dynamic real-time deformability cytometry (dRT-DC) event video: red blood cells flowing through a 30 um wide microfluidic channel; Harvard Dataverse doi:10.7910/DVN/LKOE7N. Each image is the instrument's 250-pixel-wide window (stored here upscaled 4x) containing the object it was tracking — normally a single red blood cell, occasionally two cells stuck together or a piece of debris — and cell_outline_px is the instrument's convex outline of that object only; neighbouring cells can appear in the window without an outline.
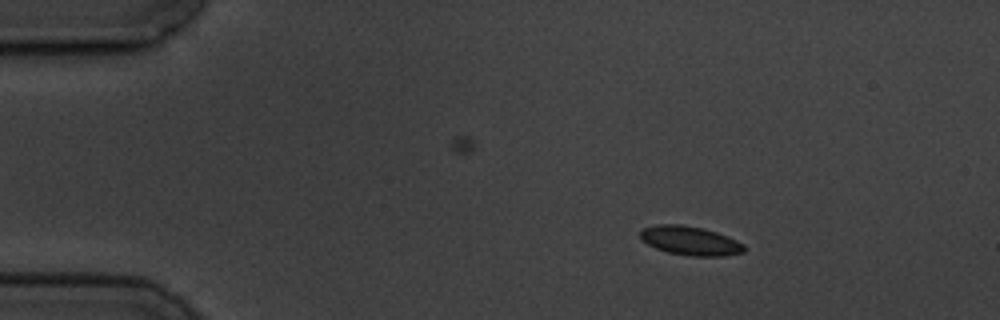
{"species": "common noctule bat (a hibernating species)", "species_latin": "Nyctalus noctula", "temperature_condition": "cold", "stored_images_in_passage": 12, "camera_frame_rate_fps": 3000, "um_per_image_px": 0.085, "animal": {"sex": "male", "body_mass_g": 19.5, "forearm_length_mm": 54.6}, "frame": {"image": 1, "passage_image": 2, "time_ms": 1.0, "image_size_px": [1000, 320], "cell_outline_px": [[748, 248], [744, 252], [724, 256], [688, 256], [668, 252], [656, 248], [648, 244], [640, 236], [640, 232], [644, 228], [656, 224], [680, 224], [700, 228], [716, 232], [728, 236], [744, 244]], "centroid_in_image_um": [58.71, 20.47], "position_along_channel_um": 26.3, "area_um2": 17.51}}
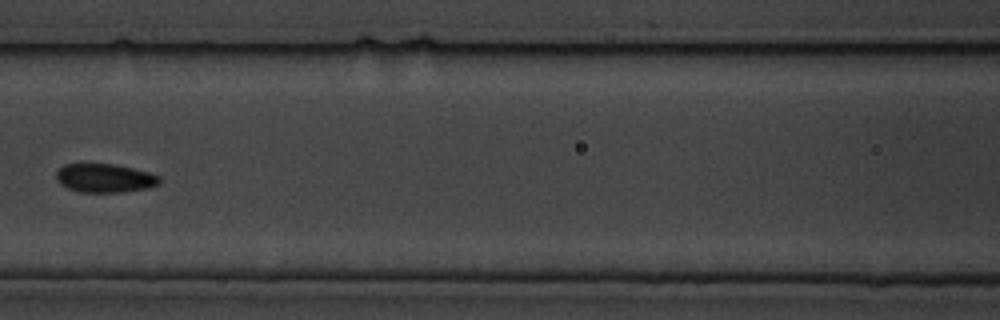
{"frame": {"image": 2, "passage_image": 6, "time_ms": 6.667, "image_size_px": [1000, 320], "cell_outline_px": [[160, 184], [144, 188], [120, 192], [80, 192], [68, 188], [60, 184], [56, 180], [56, 172], [64, 164], [116, 164], [148, 172], [160, 176]], "centroid_in_image_um": [8.88, 15.13], "position_along_channel_um": 157.7, "area_um2": 17.17}}
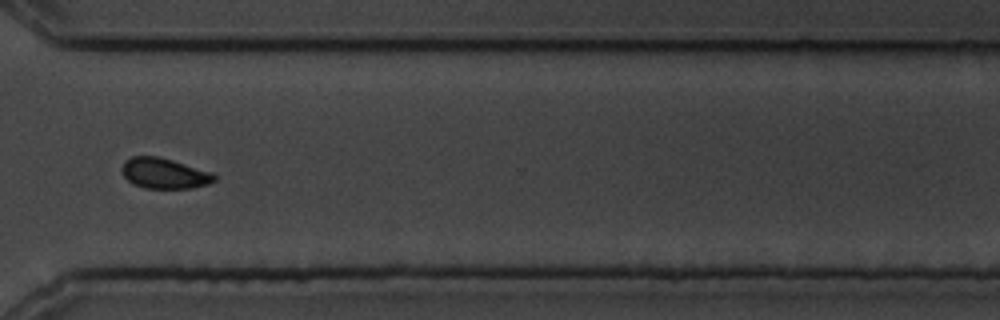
{"frame": {"image": 3, "passage_image": 11, "time_ms": 12.333, "image_size_px": [1000, 320], "cell_outline_px": [[216, 180], [208, 184], [192, 188], [144, 188], [132, 184], [124, 176], [120, 168], [124, 160], [132, 156], [156, 156], [172, 160], [212, 172], [216, 176]], "centroid_in_image_um": [13.94, 14.73], "position_along_channel_um": 356.7, "area_um2": 16.53}, "authors_computed_cell_mechanics": {"area_um2": 17.34, "velocity_mm_per_s": 3.5164, "shape_relaxation_time_tau1_ms": 5.6583, "shape_relaxation_time_tau2_ms": 1.1459, "deformation_change_tau1": 0.0817, "deformation_change_tau2": 0.0417}}